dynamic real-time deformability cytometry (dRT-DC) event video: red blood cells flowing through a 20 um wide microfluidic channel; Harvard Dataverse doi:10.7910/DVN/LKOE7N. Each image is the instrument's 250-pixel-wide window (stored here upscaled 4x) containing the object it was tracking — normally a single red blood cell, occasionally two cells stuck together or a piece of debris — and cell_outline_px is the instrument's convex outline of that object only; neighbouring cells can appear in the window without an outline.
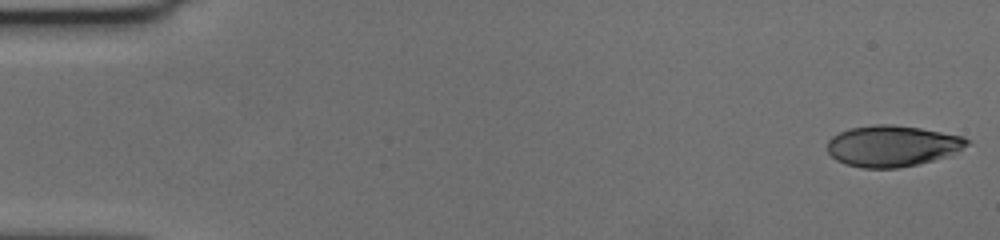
{"species": "human", "species_latin": "Homo sapiens", "temperature_condition": "cold", "stored_images_in_passage": 10, "camera_frame_rate_fps": 3000, "um_per_image_px": 0.085, "donor": {"sex": "female"}, "frame": {"image": 1, "passage_image": 1, "time_ms": 0.0, "image_size_px": [1000, 240], "cell_outline_px": [[972, 144], [948, 156], [916, 164], [896, 168], [864, 168], [844, 164], [836, 160], [828, 152], [828, 140], [832, 136], [848, 128], [872, 124], [892, 124], [920, 128], [964, 136]], "centroid_in_image_um": [75.85, 12.39], "position_along_channel_um": 9.2, "area_um2": 33.64}}